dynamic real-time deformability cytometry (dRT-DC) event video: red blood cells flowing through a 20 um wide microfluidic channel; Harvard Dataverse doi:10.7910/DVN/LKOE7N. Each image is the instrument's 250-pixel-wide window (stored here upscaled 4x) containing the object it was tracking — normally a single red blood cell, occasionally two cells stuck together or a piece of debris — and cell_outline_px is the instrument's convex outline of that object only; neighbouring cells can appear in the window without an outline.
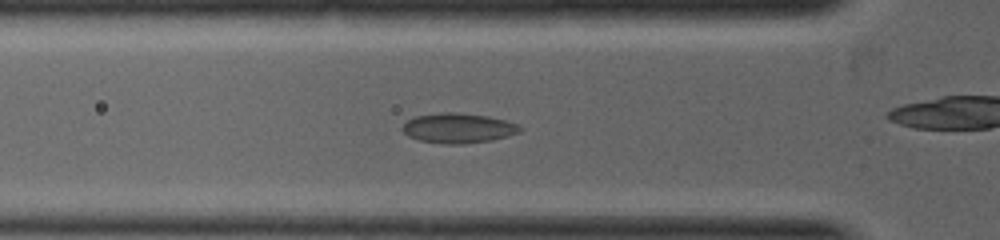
{"species": "common noctule bat (a hibernating species)", "species_latin": "Nyctalus noctula", "temperature_condition": "warm", "stored_images_in_passage": 14, "camera_frame_rate_fps": 5000, "um_per_image_px": 0.085, "animal": {"sex": "female", "body_mass_g": 19.0, "forearm_length_mm": 53.3}, "frame": {"image": 1, "passage_image": 8, "time_ms": 2.0, "image_size_px": [1000, 240], "cell_outline_px": [[520, 128], [516, 132], [492, 140], [464, 144], [448, 144], [420, 140], [408, 136], [400, 128], [412, 116], [440, 112], [456, 112], [488, 116], [504, 120], [516, 124]], "centroid_in_image_um": [38.86, 10.87], "position_along_channel_um": 86.9, "area_um2": 20.23}}
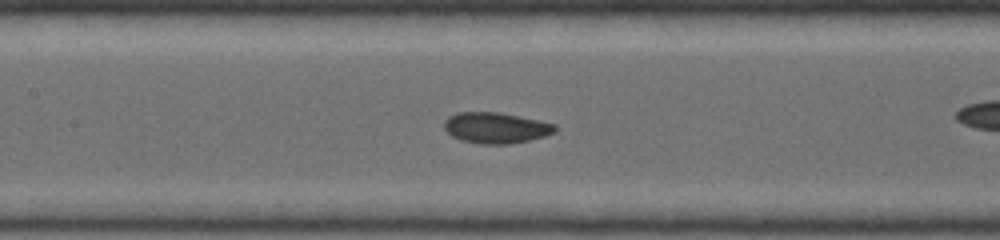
{"frame": {"image": 2, "passage_image": 12, "time_ms": 3.0, "image_size_px": [1000, 240], "cell_outline_px": [[556, 128], [552, 132], [544, 136], [528, 140], [508, 144], [480, 144], [460, 140], [452, 136], [444, 128], [444, 120], [448, 116], [456, 112], [500, 112], [556, 124]], "centroid_in_image_um": [42.09, 10.86], "position_along_channel_um": 165.3, "area_um2": 19.88}}
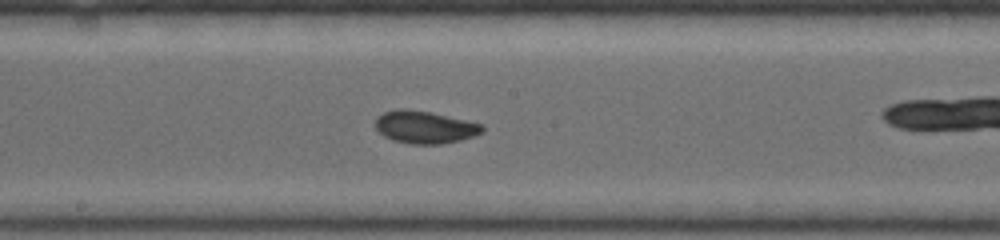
{"frame": {"image": 3, "passage_image": 14, "time_ms": 3.6, "image_size_px": [1000, 240], "cell_outline_px": [[484, 128], [480, 132], [472, 136], [460, 140], [440, 144], [412, 144], [392, 140], [384, 136], [376, 128], [376, 116], [384, 112], [396, 108], [408, 108], [432, 112], [484, 124]], "centroid_in_image_um": [36.08, 10.78], "position_along_channel_um": 212.1, "area_um2": 20.35}}